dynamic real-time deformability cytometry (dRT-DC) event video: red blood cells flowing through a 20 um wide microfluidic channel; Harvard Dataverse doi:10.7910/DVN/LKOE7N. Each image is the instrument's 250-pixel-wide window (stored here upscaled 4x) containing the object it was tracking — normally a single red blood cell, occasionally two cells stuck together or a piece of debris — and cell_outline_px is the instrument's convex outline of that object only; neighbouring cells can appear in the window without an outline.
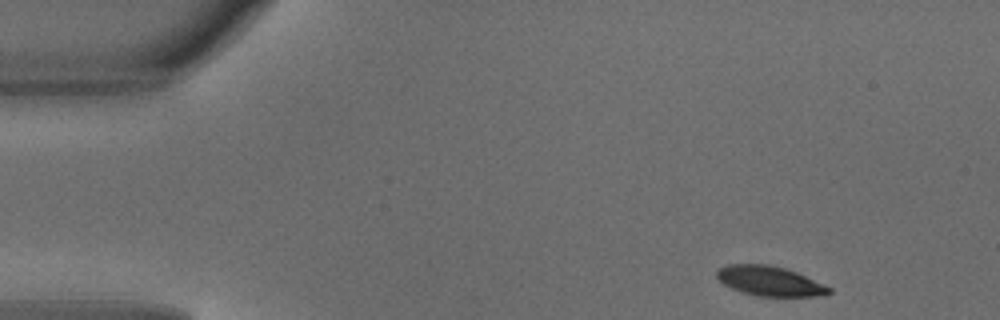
{"species": "common noctule bat (a hibernating species)", "species_latin": "Nyctalus noctula", "temperature_condition": "warm", "stored_images_in_passage": 4, "camera_frame_rate_fps": 3000, "um_per_image_px": 0.085, "animal": {"sex": "male", "body_mass_g": 18.8}, "frame": {"image": 1, "passage_image": 1, "time_ms": 0.0, "image_size_px": [1000, 320], "cell_outline_px": [[832, 292], [816, 296], [760, 296], [744, 292], [732, 288], [724, 284], [716, 276], [716, 272], [720, 268], [728, 264], [768, 264], [784, 268], [796, 272], [832, 288]], "centroid_in_image_um": [65.42, 23.88], "position_along_channel_um": 19.6, "area_um2": 19.13}}
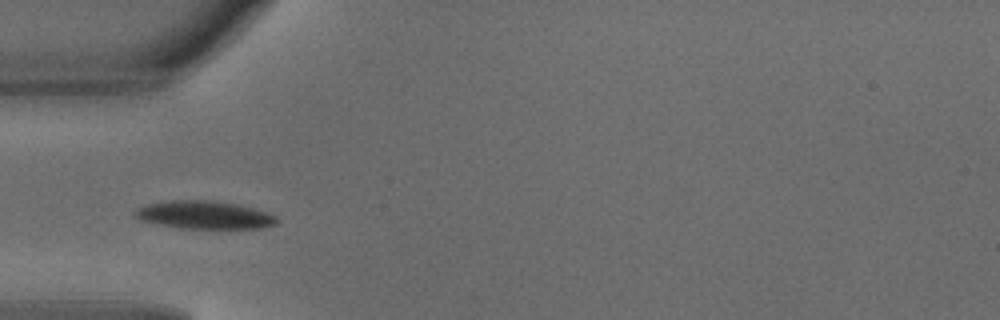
{"frame": {"image": 2, "passage_image": 4, "time_ms": 1.0, "image_size_px": [1000, 320], "cell_outline_px": [[280, 220], [276, 224], [260, 228], [180, 228], [140, 220], [132, 212], [136, 208], [144, 204], [168, 200], [216, 200], [236, 204], [252, 208], [276, 216]], "centroid_in_image_um": [17.33, 18.25], "position_along_channel_um": 67.7, "area_um2": 23.12}}